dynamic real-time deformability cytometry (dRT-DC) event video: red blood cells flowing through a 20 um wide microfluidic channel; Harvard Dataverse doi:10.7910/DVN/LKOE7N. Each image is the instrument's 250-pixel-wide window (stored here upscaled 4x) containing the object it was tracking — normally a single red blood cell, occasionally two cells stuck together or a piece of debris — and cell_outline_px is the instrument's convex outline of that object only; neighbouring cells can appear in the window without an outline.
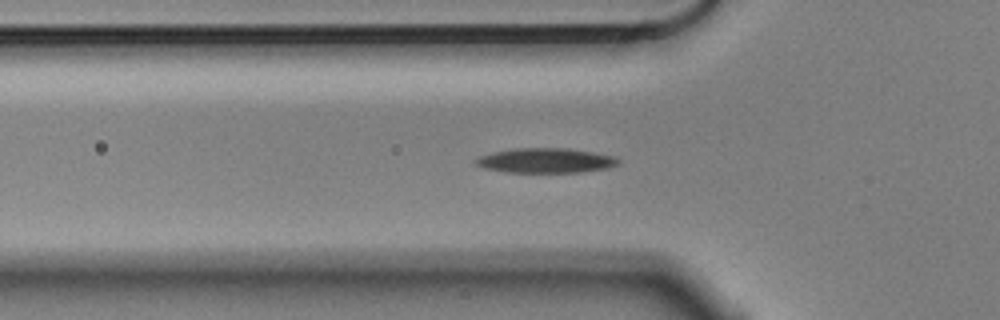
{"species": "Egyptian fruit bat (a non-hibernating species)", "species_latin": "Rousettus aegyptiacus", "temperature_condition": "cold", "stored_images_in_passage": 45, "camera_frame_rate_fps": 3000, "um_per_image_px": 0.085, "animal": {"sex": "male"}, "frame": {"image": 1, "passage_image": 6, "time_ms": 1.667, "image_size_px": [1000, 320], "cell_outline_px": [[620, 164], [608, 168], [580, 172], [508, 172], [484, 168], [476, 164], [472, 160], [480, 156], [496, 152], [516, 148], [568, 148], [616, 156], [620, 160]], "centroid_in_image_um": [46.43, 13.64], "position_along_channel_um": 79.4, "area_um2": 20.52}}
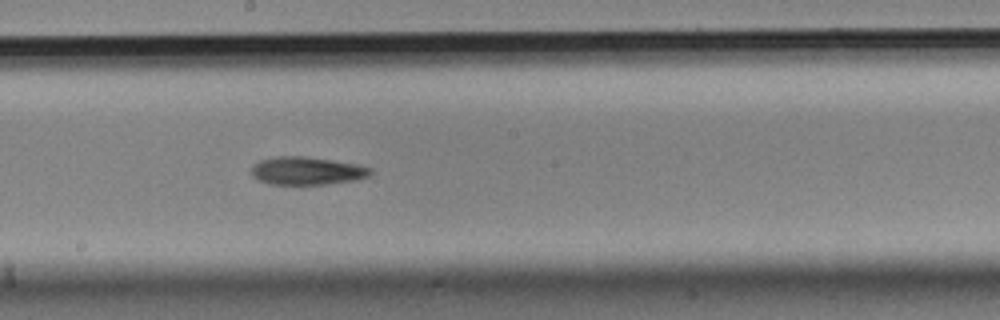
{"frame": {"image": 2, "passage_image": 18, "time_ms": 5.667, "image_size_px": [1000, 320], "cell_outline_px": [[372, 172], [368, 176], [356, 180], [328, 184], [268, 184], [256, 180], [252, 176], [252, 164], [260, 160], [276, 156], [304, 156], [356, 164], [372, 168]], "centroid_in_image_um": [26.05, 14.52], "position_along_channel_um": 222.2, "area_um2": 19.48}}
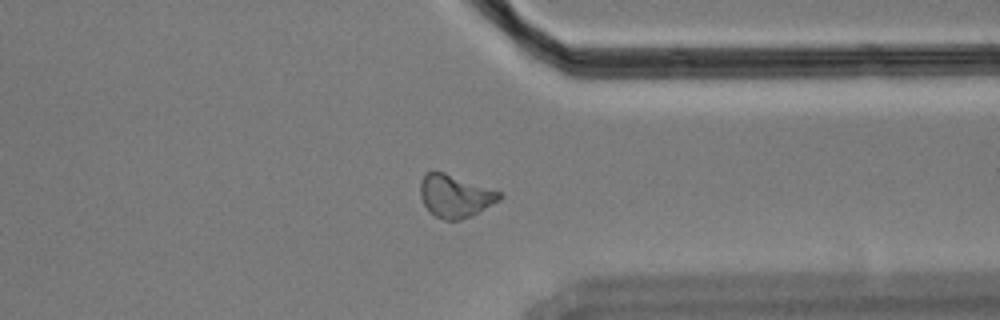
{"frame": {"image": 3, "passage_image": 31, "time_ms": 10.0, "image_size_px": [1000, 320], "cell_outline_px": [[504, 196], [500, 200], [472, 216], [460, 220], [444, 220], [428, 212], [420, 196], [420, 180], [428, 172], [444, 172], [504, 192]], "centroid_in_image_um": [38.72, 16.67], "position_along_channel_um": 372.7, "area_um2": 19.94}, "authors_computed_cell_mechanics": {"area_um2": 19.652, "velocity_mm_per_s": 3.5483, "shape_relaxation_time_tau1_ms": 4.5622, "shape_relaxation_time_tau2_ms": null, "deformation_change_tau1": 0.1239, "deformation_change_tau2": null}}